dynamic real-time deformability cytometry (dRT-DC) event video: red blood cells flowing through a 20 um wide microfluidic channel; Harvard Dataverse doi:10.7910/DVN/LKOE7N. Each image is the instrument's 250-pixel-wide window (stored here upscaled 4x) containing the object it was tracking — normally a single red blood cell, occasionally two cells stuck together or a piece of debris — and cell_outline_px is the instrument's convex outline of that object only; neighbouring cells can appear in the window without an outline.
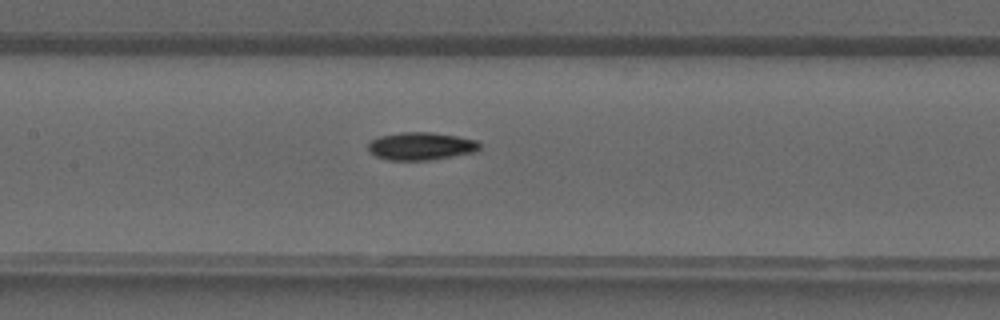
{"species": "common noctule bat (a hibernating species)", "species_latin": "Nyctalus noctula", "temperature_condition": "warm", "stored_images_in_passage": 40, "camera_frame_rate_fps": 3000, "um_per_image_px": 0.085, "animal": {"sex": "male", "forearm_length_mm": 52.5}, "frame": {"image": 1, "passage_image": 19, "time_ms": 6.0, "image_size_px": [1000, 320], "cell_outline_px": [[480, 148], [476, 152], [428, 160], [388, 160], [376, 156], [368, 152], [368, 144], [372, 140], [380, 136], [400, 132], [432, 132], [456, 136], [476, 140], [480, 144]], "centroid_in_image_um": [35.77, 12.42], "position_along_channel_um": 171.6, "area_um2": 18.03}}
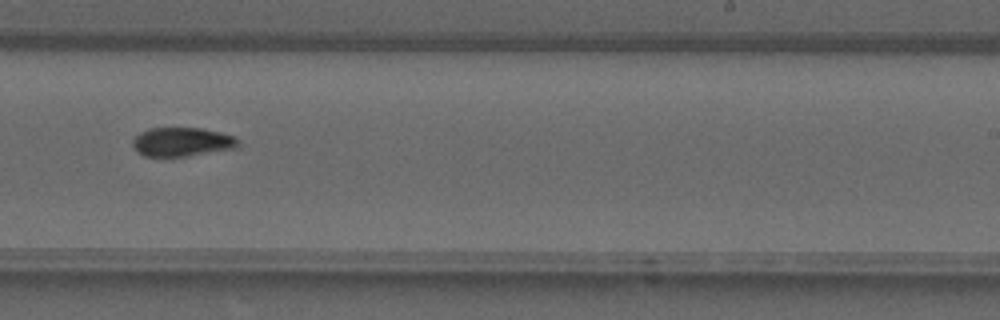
{"frame": {"image": 2, "passage_image": 25, "time_ms": 8.0, "image_size_px": [1000, 320], "cell_outline_px": [[240, 144], [236, 148], [188, 156], [144, 156], [136, 152], [132, 144], [132, 140], [140, 132], [148, 128], [200, 128], [220, 132], [236, 136]], "centroid_in_image_um": [15.47, 12.06], "position_along_channel_um": 273.5, "area_um2": 17.92}}
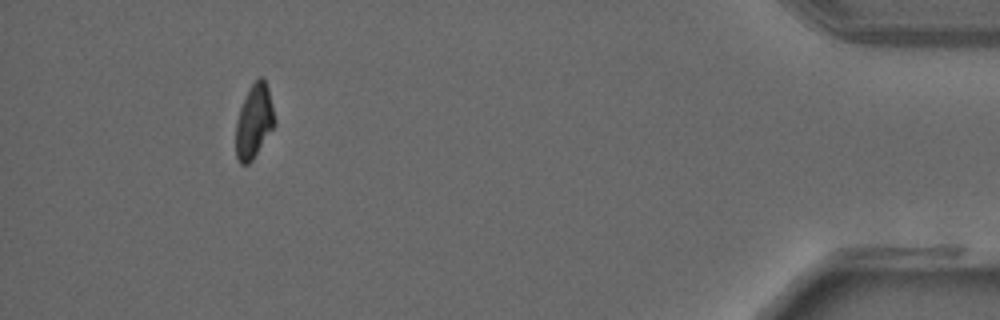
{"frame": {"image": 3, "passage_image": 37, "time_ms": 12.0, "image_size_px": [1000, 320], "cell_outline_px": [[276, 124], [252, 160], [248, 164], [240, 164], [236, 156], [236, 120], [240, 108], [248, 88], [260, 76], [264, 80], [268, 88], [276, 120]], "centroid_in_image_um": [21.59, 10.32], "position_along_channel_um": 413.6, "area_um2": 16.65}}